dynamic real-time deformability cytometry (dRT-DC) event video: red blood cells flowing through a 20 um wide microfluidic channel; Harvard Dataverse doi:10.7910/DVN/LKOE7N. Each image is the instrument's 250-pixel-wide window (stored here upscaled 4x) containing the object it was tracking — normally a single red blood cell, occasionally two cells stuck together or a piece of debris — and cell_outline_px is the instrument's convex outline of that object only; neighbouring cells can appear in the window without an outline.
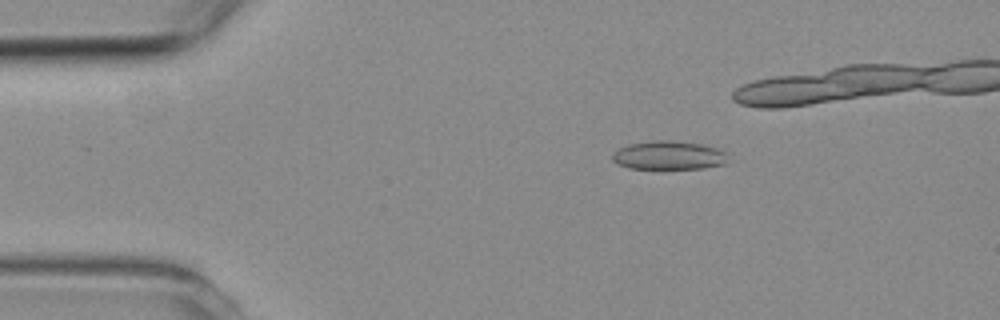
{"species": "common noctule bat (a hibernating species)", "species_latin": "Nyctalus noctula", "temperature_condition": "room temperature", "stored_images_in_passage": 9, "camera_frame_rate_fps": 3000, "um_per_image_px": 0.085, "animal": {"sex": "female", "body_mass_g": 19.3, "forearm_length_mm": 54.1}, "frame": {"image": 1, "passage_image": 2, "time_ms": 1.333, "image_size_px": [1000, 320], "cell_outline_px": [[728, 164], [704, 168], [628, 168], [616, 164], [612, 160], [612, 152], [628, 144], [652, 140], [672, 140], [700, 144], [716, 148], [728, 152]], "centroid_in_image_um": [56.86, 13.2], "position_along_channel_um": 28.1, "area_um2": 19.54}}
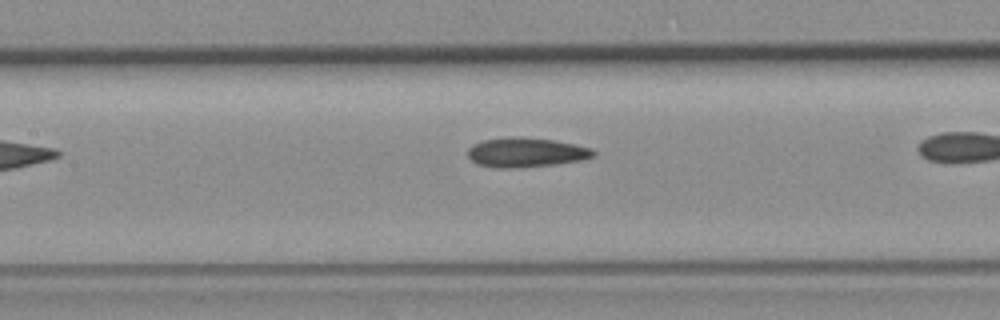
{"frame": {"image": 2, "passage_image": 7, "time_ms": 7.333, "image_size_px": [1000, 320], "cell_outline_px": [[596, 156], [580, 160], [556, 164], [520, 168], [496, 168], [476, 164], [468, 156], [468, 148], [472, 144], [484, 140], [512, 136], [520, 136], [552, 140], [592, 148], [596, 152]], "centroid_in_image_um": [44.69, 12.96], "position_along_channel_um": 162.7, "area_um2": 21.73}}